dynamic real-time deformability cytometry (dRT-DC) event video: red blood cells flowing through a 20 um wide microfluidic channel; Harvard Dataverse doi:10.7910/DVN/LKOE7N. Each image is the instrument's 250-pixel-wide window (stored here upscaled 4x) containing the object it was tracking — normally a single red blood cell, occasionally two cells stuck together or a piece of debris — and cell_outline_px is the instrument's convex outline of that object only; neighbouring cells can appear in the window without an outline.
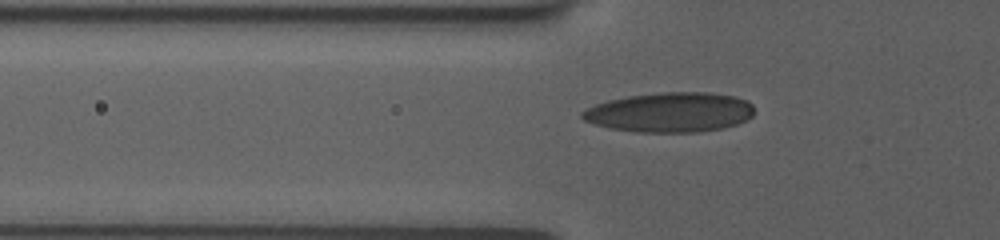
{"species": "human", "species_latin": "Homo sapiens", "temperature_condition": "room temperature", "stored_images_in_passage": 41, "camera_frame_rate_fps": 3000, "um_per_image_px": 0.085, "donor": {"sex": "female"}, "frame": {"image": 1, "passage_image": 6, "time_ms": 1.667, "image_size_px": [1000, 240], "cell_outline_px": [[752, 116], [736, 124], [724, 128], [696, 132], [636, 132], [612, 128], [596, 124], [584, 120], [580, 116], [580, 112], [584, 108], [608, 100], [628, 96], [660, 92], [708, 92], [736, 96], [748, 100], [752, 104]], "centroid_in_image_um": [56.94, 9.53], "position_along_channel_um": 68.9, "area_um2": 39.94}}
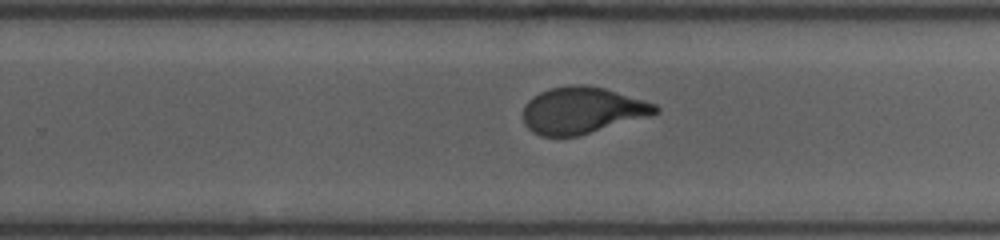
{"frame": {"image": 2, "passage_image": 23, "time_ms": 7.333, "image_size_px": [1000, 240], "cell_outline_px": [[660, 112], [652, 116], [580, 136], [540, 136], [532, 132], [524, 124], [524, 104], [532, 96], [540, 92], [552, 88], [572, 84], [584, 84], [604, 88], [644, 100], [656, 104], [660, 108]], "centroid_in_image_um": [49.51, 9.39], "position_along_channel_um": 280.3, "area_um2": 36.36}}
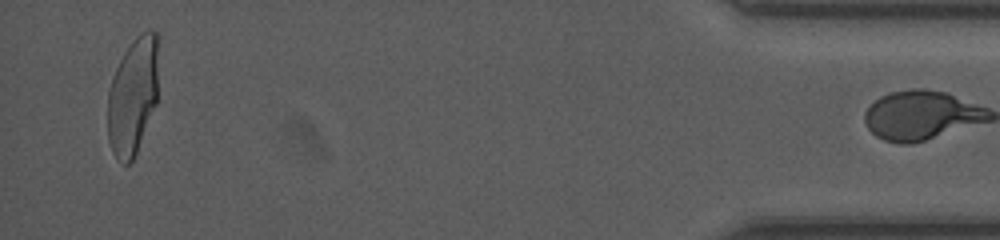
{"frame": {"image": 3, "passage_image": 40, "time_ms": 13.0, "image_size_px": [1000, 240], "cell_outline_px": [[160, 36], [156, 104], [136, 152], [132, 160], [128, 164], [124, 164], [112, 152], [108, 140], [108, 92], [112, 76], [124, 52], [132, 40], [140, 32], [156, 32]], "centroid_in_image_um": [11.31, 8.09], "position_along_channel_um": 423.9, "area_um2": 34.97}}